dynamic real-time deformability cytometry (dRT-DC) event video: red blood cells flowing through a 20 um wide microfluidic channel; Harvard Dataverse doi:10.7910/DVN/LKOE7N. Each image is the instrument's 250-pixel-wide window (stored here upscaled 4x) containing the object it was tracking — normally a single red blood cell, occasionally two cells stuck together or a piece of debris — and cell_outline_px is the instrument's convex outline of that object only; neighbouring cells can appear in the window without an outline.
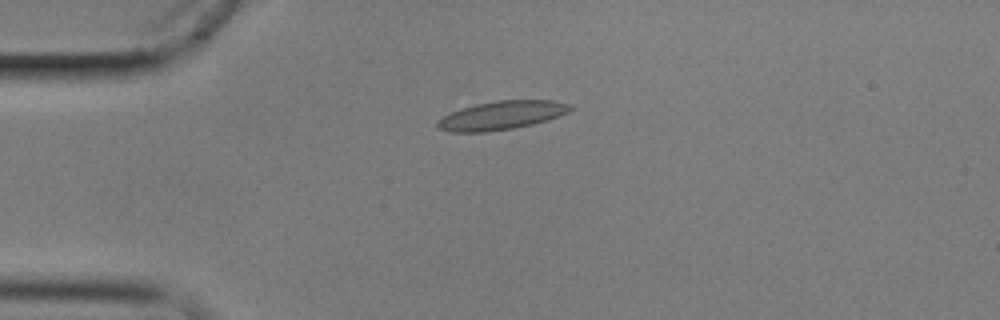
{"species": "common noctule bat (a hibernating species)", "species_latin": "Nyctalus noctula", "temperature_condition": "cold", "stored_images_in_passage": 3, "camera_frame_rate_fps": 3000, "um_per_image_px": 0.085, "animal": {"sex": "male", "body_mass_g": 17.9}, "frame": {"image": 1, "passage_image": 2, "time_ms": 2.333, "image_size_px": [1000, 320], "cell_outline_px": [[572, 108], [568, 112], [548, 120], [532, 124], [512, 128], [484, 132], [448, 132], [440, 128], [436, 124], [444, 116], [460, 108], [476, 104], [496, 100], [552, 100], [568, 104]], "centroid_in_image_um": [42.63, 9.8], "position_along_channel_um": 42.4, "area_um2": 21.85}}